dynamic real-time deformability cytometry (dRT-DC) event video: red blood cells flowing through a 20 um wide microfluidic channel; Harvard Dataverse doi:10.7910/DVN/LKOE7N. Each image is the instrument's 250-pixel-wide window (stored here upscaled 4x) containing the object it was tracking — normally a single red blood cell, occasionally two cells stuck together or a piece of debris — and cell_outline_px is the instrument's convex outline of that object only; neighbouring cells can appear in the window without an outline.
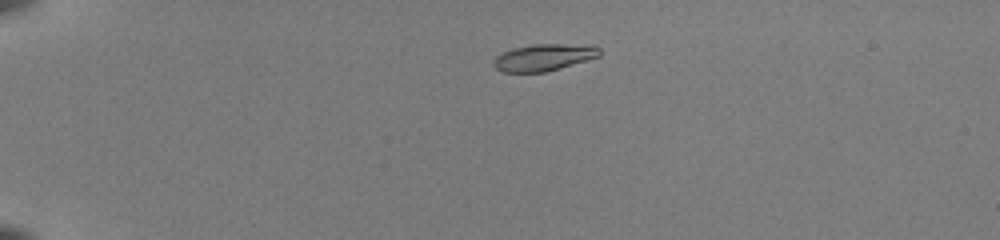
{"species": "common noctule bat (a hibernating species)", "species_latin": "Nyctalus noctula", "temperature_condition": "room temperature", "stored_images_in_passage": 40, "camera_frame_rate_fps": 3000, "um_per_image_px": 0.085, "animal": {"sex": "female", "body_mass_g": 22.0, "forearm_length_mm": 56.7}, "frame": {"image": 1, "passage_image": 1, "time_ms": 0.0, "image_size_px": [1000, 240], "cell_outline_px": [[600, 56], [588, 60], [560, 68], [544, 72], [504, 72], [496, 68], [492, 64], [492, 60], [496, 56], [512, 48], [532, 44], [592, 44], [600, 48]], "centroid_in_image_um": [46.25, 4.86], "position_along_channel_um": 38.8, "area_um2": 16.76}}
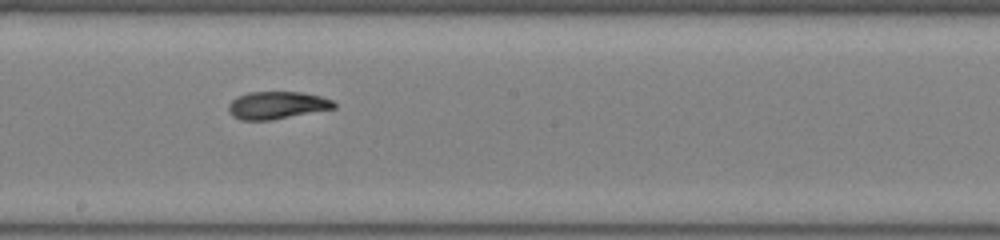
{"frame": {"image": 2, "passage_image": 20, "time_ms": 6.333, "image_size_px": [1000, 240], "cell_outline_px": [[336, 108], [272, 120], [240, 120], [232, 116], [228, 112], [228, 104], [236, 96], [248, 92], [300, 92], [320, 96], [332, 100], [336, 104]], "centroid_in_image_um": [23.51, 8.95], "position_along_channel_um": 224.7, "area_um2": 17.05}}
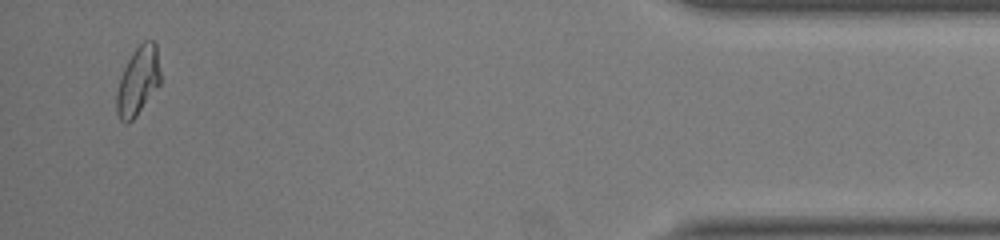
{"frame": {"image": 3, "passage_image": 39, "time_ms": 12.667, "image_size_px": [1000, 240], "cell_outline_px": [[160, 84], [136, 116], [128, 124], [120, 120], [116, 112], [116, 92], [120, 76], [132, 52], [144, 40], [152, 40], [156, 44], [160, 72]], "centroid_in_image_um": [11.71, 6.89], "position_along_channel_um": 423.5, "area_um2": 17.51}, "authors_computed_cell_mechanics": {"area_um2": 17.2244, "velocity_mm_per_s": 4.0064, "shape_relaxation_time_tau1_ms": 5.9479, "shape_relaxation_time_tau2_ms": 0.784, "deformation_change_tau1": 0.2081, "deformation_change_tau2": 0.0505}}